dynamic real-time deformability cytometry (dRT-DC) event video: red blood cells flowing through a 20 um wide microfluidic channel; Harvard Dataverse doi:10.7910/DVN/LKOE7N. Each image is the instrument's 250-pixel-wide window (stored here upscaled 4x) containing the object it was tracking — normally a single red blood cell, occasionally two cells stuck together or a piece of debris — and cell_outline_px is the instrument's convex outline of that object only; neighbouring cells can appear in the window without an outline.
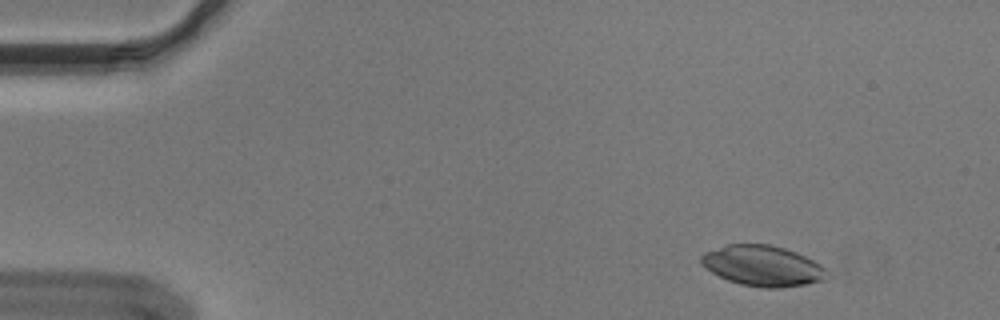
{"species": "Egyptian fruit bat (a non-hibernating species)", "species_latin": "Rousettus aegyptiacus", "temperature_condition": "cold", "stored_images_in_passage": 54, "camera_frame_rate_fps": 3000, "um_per_image_px": 0.085, "animal": {"sex": "male"}, "frame": {"image": 1, "passage_image": 5, "time_ms": 1.333, "image_size_px": [1000, 320], "cell_outline_px": [[828, 272], [824, 280], [804, 284], [780, 288], [764, 288], [740, 284], [728, 280], [712, 272], [700, 260], [700, 256], [704, 252], [728, 244], [768, 244], [784, 248], [796, 252], [820, 264]], "centroid_in_image_um": [64.83, 22.59], "position_along_channel_um": 20.2, "area_um2": 29.42}}
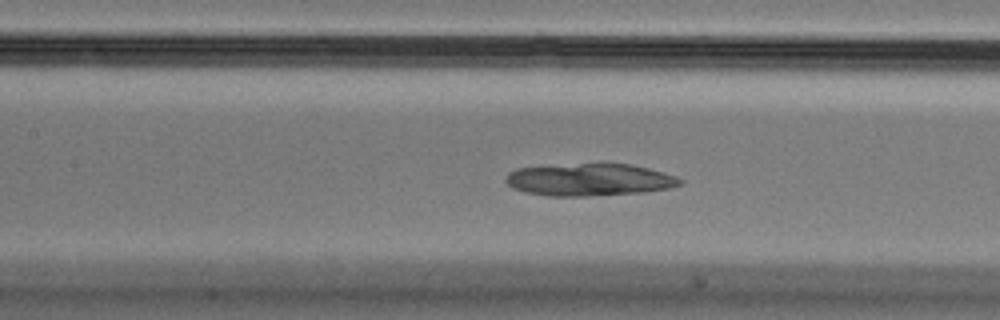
{"frame": {"image": 2, "passage_image": 24, "time_ms": 7.667, "image_size_px": [1000, 320], "cell_outline_px": [[684, 184], [668, 188], [644, 192], [588, 196], [548, 196], [524, 192], [512, 188], [504, 180], [508, 172], [516, 168], [600, 160], [632, 164], [648, 168], [676, 176], [684, 180]], "centroid_in_image_um": [50.09, 15.23], "position_along_channel_um": 157.3, "area_um2": 34.16}}
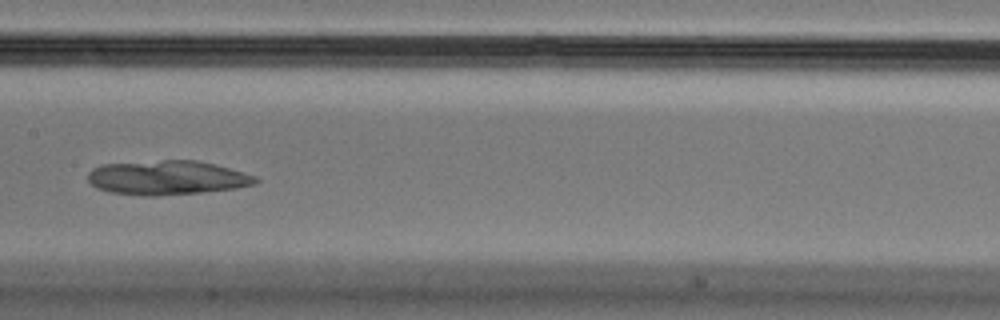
{"frame": {"image": 3, "passage_image": 27, "time_ms": 8.667, "image_size_px": [1000, 320], "cell_outline_px": [[260, 180], [256, 184], [236, 188], [200, 192], [160, 196], [140, 196], [108, 192], [96, 188], [88, 180], [88, 172], [92, 168], [100, 164], [164, 160], [196, 160], [216, 164], [256, 176]], "centroid_in_image_um": [14.18, 15.1], "position_along_channel_um": 193.2, "area_um2": 33.81}}